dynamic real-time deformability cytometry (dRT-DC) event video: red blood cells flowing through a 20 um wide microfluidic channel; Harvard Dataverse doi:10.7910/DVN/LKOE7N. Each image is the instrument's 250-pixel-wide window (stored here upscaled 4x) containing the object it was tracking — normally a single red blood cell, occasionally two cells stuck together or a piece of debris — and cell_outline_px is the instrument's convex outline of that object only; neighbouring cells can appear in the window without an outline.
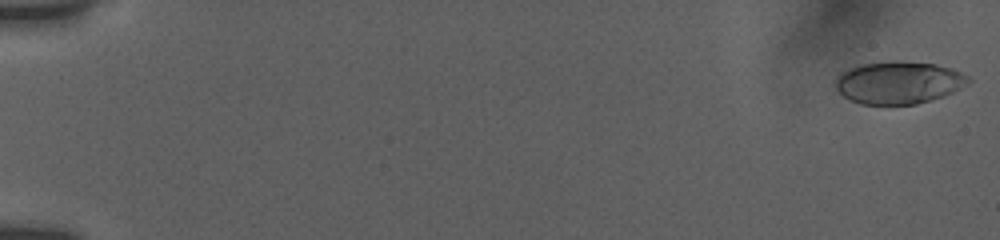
{"species": "human", "species_latin": "Homo sapiens", "temperature_condition": "room temperature", "stored_images_in_passage": 13, "camera_frame_rate_fps": 3000, "um_per_image_px": 0.085, "donor": {"sex": "female"}, "frame": {"image": 1, "passage_image": 1, "time_ms": 0.0, "image_size_px": [1000, 240], "cell_outline_px": [[972, 80], [940, 96], [916, 104], [864, 104], [852, 100], [844, 96], [836, 88], [836, 80], [844, 72], [852, 68], [864, 64], [936, 64], [952, 68], [968, 76]], "centroid_in_image_um": [76.38, 7.06], "position_along_channel_um": 8.6, "area_um2": 30.92}}
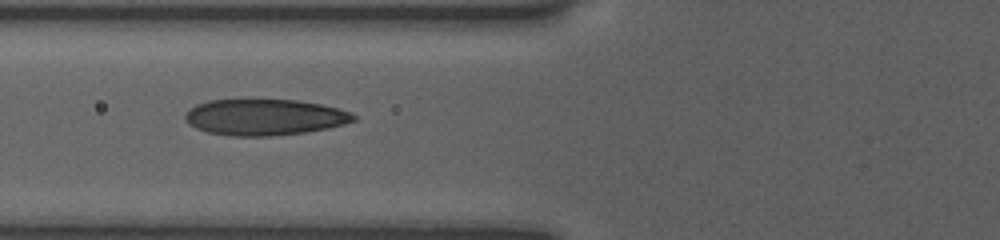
{"frame": {"image": 2, "passage_image": 12, "time_ms": 7.333, "image_size_px": [1000, 240], "cell_outline_px": [[356, 120], [344, 124], [328, 128], [304, 132], [268, 136], [232, 136], [208, 132], [196, 128], [184, 116], [196, 104], [208, 100], [248, 96], [252, 96], [296, 100], [320, 104], [336, 108], [348, 112], [356, 116]], "centroid_in_image_um": [22.46, 9.9], "position_along_channel_um": 103.3, "area_um2": 36.3}}